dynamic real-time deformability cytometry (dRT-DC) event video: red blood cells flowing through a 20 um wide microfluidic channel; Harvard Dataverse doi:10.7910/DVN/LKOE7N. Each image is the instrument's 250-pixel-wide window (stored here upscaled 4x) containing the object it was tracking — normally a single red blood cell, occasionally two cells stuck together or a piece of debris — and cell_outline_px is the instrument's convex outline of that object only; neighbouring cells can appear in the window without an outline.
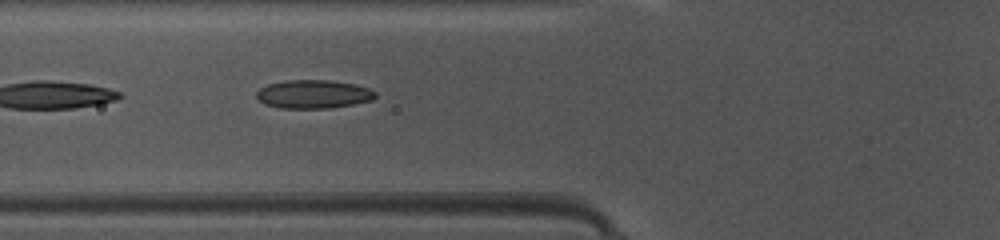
{"species": "common noctule bat (a hibernating species)", "species_latin": "Nyctalus noctula", "temperature_condition": "warm", "stored_images_in_passage": 47, "camera_frame_rate_fps": 3000, "um_per_image_px": 0.085, "animal": {"sex": "female", "body_mass_g": 10.0, "forearm_length_mm": 53.1}, "frame": {"image": 1, "passage_image": 18, "time_ms": 5.667, "image_size_px": [1000, 240], "cell_outline_px": [[376, 96], [372, 100], [352, 104], [328, 108], [280, 108], [264, 104], [256, 96], [256, 92], [260, 88], [268, 84], [288, 80], [328, 80], [356, 84], [368, 88], [376, 92]], "centroid_in_image_um": [26.63, 8.0], "position_along_channel_um": 99.2, "area_um2": 19.65}}
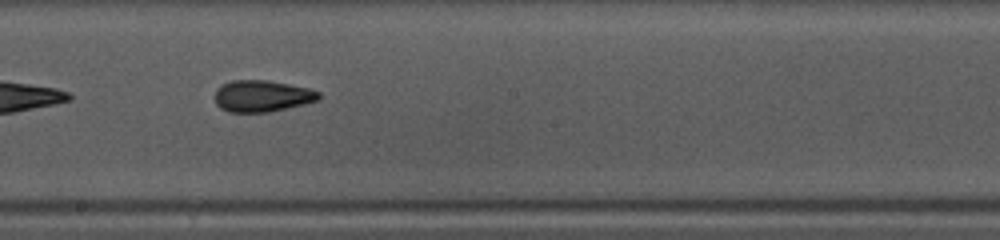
{"frame": {"image": 2, "passage_image": 27, "time_ms": 8.667, "image_size_px": [1000, 240], "cell_outline_px": [[320, 100], [304, 104], [268, 112], [228, 112], [220, 108], [216, 104], [216, 88], [220, 84], [232, 80], [268, 80], [308, 88], [320, 92]], "centroid_in_image_um": [22.26, 8.16], "position_along_channel_um": 225.9, "area_um2": 19.19}}
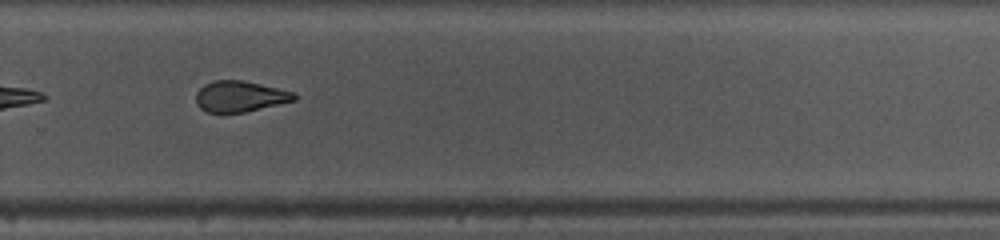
{"frame": {"image": 3, "passage_image": 33, "time_ms": 10.667, "image_size_px": [1000, 240], "cell_outline_px": [[296, 100], [244, 112], [208, 112], [200, 108], [196, 104], [196, 92], [204, 84], [216, 80], [244, 80], [292, 92], [296, 96]], "centroid_in_image_um": [20.35, 8.19], "position_along_channel_um": 309.4, "area_um2": 17.46}, "authors_computed_cell_mechanics": {"area_um2": 19.5942, "velocity_mm_per_s": 4.1977, "shape_relaxation_time_tau1_ms": 6.7335, "shape_relaxation_time_tau2_ms": 2.1106, "deformation_change_tau1": 0.171, "deformation_change_tau2": 0.0804}}